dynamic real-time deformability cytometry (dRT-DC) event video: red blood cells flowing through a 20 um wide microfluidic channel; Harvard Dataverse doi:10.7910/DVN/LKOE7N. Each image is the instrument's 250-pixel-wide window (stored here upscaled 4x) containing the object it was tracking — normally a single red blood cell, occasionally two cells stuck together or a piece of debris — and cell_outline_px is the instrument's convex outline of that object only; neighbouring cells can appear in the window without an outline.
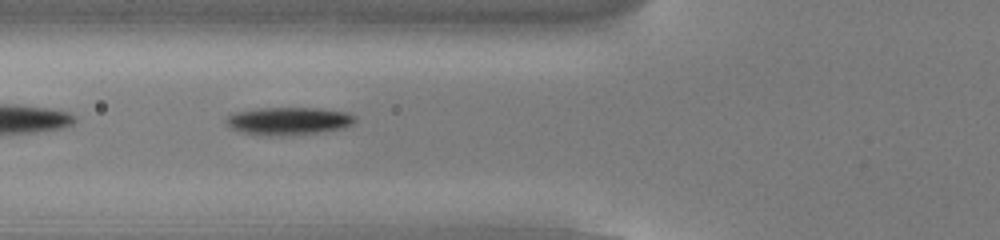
{"species": "common noctule bat (a hibernating species)", "species_latin": "Nyctalus noctula", "temperature_condition": "cold", "stored_images_in_passage": 38, "camera_frame_rate_fps": 3000, "um_per_image_px": 0.085, "animal": {"sex": "male", "body_mass_g": 13.0, "forearm_length_mm": 53.1}, "frame": {"image": 1, "passage_image": 5, "time_ms": 1.333, "image_size_px": [1000, 240], "cell_outline_px": [[356, 120], [352, 124], [344, 128], [316, 132], [284, 136], [264, 136], [240, 132], [224, 124], [224, 120], [228, 116], [236, 112], [260, 108], [316, 108], [348, 112], [356, 116]], "centroid_in_image_um": [24.5, 10.29], "position_along_channel_um": 101.3, "area_um2": 20.98}}
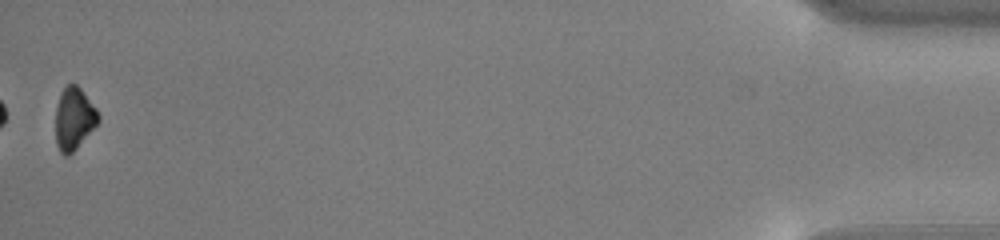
{"frame": {"image": 2, "passage_image": 38, "time_ms": 12.333, "image_size_px": [1000, 240], "cell_outline_px": [[100, 120], [76, 148], [68, 156], [64, 156], [60, 152], [56, 144], [56, 108], [60, 96], [64, 88], [68, 84], [76, 84], [80, 88], [96, 108], [100, 116]], "centroid_in_image_um": [6.29, 10.1], "position_along_channel_um": 428.9, "area_um2": 15.26}}